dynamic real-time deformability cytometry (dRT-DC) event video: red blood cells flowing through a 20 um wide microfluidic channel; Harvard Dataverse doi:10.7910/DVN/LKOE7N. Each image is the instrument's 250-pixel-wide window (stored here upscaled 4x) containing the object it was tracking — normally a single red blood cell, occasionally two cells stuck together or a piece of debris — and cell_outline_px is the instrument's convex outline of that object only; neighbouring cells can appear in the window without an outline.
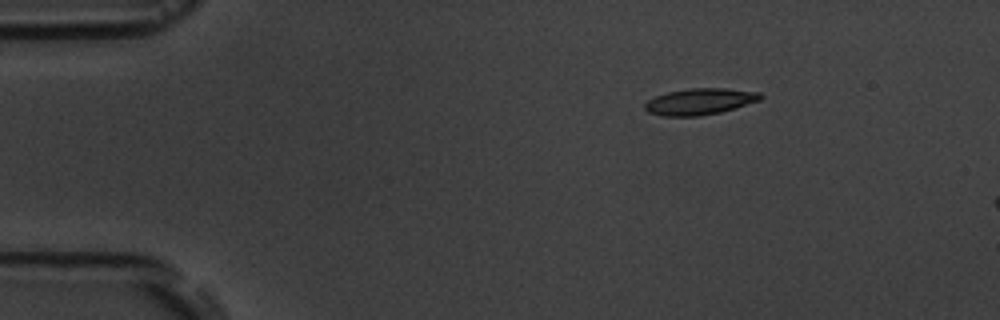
{"species": "common noctule bat (a hibernating species)", "species_latin": "Nyctalus noctula", "temperature_condition": "room temperature", "stored_images_in_passage": 4, "camera_frame_rate_fps": 3000, "um_per_image_px": 0.085, "animal": {"sex": "male", "body_mass_g": 19.5, "forearm_length_mm": 54.6}, "frame": {"image": 1, "passage_image": 1, "time_ms": 0.0, "image_size_px": [1000, 320], "cell_outline_px": [[764, 96], [760, 100], [720, 112], [700, 116], [664, 116], [648, 112], [644, 108], [644, 104], [648, 100], [656, 96], [668, 92], [688, 88], [724, 88], [760, 92]], "centroid_in_image_um": [59.48, 8.62], "position_along_channel_um": 25.5, "area_um2": 17.69}}